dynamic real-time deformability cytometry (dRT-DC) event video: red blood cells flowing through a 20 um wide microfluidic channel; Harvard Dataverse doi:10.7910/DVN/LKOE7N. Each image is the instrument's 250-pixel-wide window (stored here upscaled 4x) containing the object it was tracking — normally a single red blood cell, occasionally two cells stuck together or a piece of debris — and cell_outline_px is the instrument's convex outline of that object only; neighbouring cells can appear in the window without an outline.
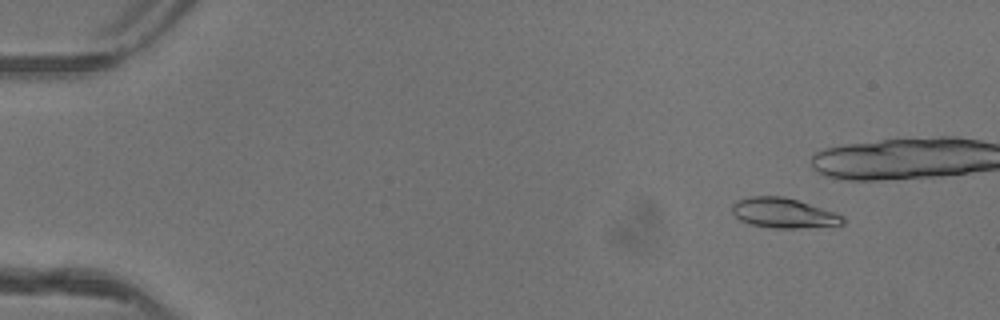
{"species": "common noctule bat (a hibernating species)", "species_latin": "Nyctalus noctula", "temperature_condition": "warm", "stored_images_in_passage": 38, "camera_frame_rate_fps": 3000, "um_per_image_px": 0.085, "animal": {"sex": "female"}, "frame": {"image": 1, "passage_image": 3, "time_ms": 0.667, "image_size_px": [1000, 320], "cell_outline_px": [[844, 224], [800, 228], [772, 228], [748, 224], [740, 220], [732, 212], [732, 204], [736, 200], [752, 196], [784, 196], [844, 216]], "centroid_in_image_um": [66.54, 18.11], "position_along_channel_um": 18.5, "area_um2": 19.13}}
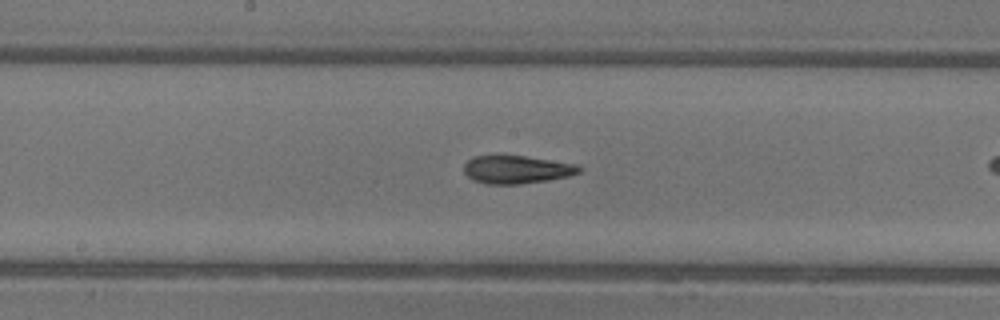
{"frame": {"image": 2, "passage_image": 25, "time_ms": 8.0, "image_size_px": [1000, 320], "cell_outline_px": [[584, 168], [580, 172], [568, 176], [548, 180], [520, 184], [484, 184], [472, 180], [464, 172], [464, 164], [472, 156], [500, 152], [576, 164]], "centroid_in_image_um": [43.85, 14.37], "position_along_channel_um": 204.3, "area_um2": 19.59}}
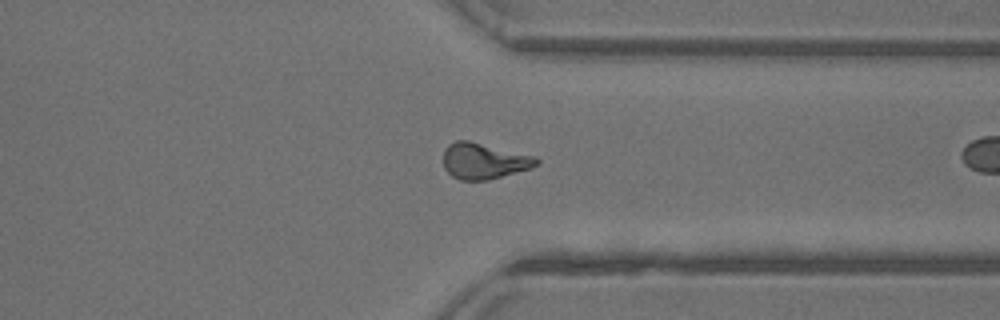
{"frame": {"image": 3, "passage_image": 37, "time_ms": 12.0, "image_size_px": [1000, 320], "cell_outline_px": [[540, 164], [532, 168], [488, 180], [460, 180], [452, 176], [444, 168], [444, 152], [448, 144], [456, 140], [468, 140], [536, 156], [540, 160]], "centroid_in_image_um": [41.17, 13.68], "position_along_channel_um": 370.2, "area_um2": 19.65}}